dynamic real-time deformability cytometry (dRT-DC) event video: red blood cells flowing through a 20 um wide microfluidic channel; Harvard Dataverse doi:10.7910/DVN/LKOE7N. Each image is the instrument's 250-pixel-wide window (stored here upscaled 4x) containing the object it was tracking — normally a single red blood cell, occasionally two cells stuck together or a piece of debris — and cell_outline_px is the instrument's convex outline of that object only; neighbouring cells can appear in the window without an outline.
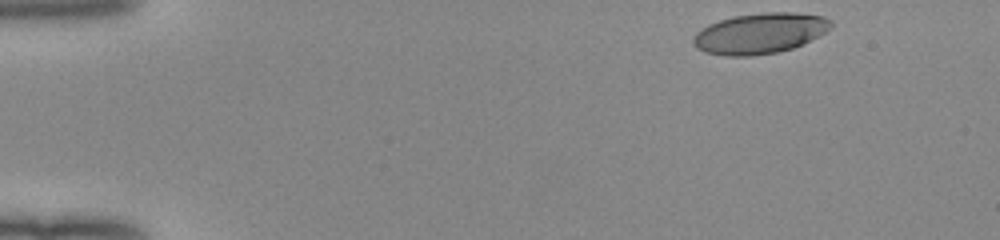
{"species": "human", "species_latin": "Homo sapiens", "temperature_condition": "room temperature", "stored_images_in_passage": 46, "camera_frame_rate_fps": 3000, "um_per_image_px": 0.085, "donor": {"sex": "female"}, "frame": {"image": 1, "passage_image": 1, "time_ms": 0.0, "image_size_px": [1000, 240], "cell_outline_px": [[832, 28], [792, 48], [776, 52], [752, 56], [724, 56], [704, 52], [696, 48], [692, 40], [696, 32], [708, 24], [732, 16], [764, 12], [792, 12], [824, 16], [832, 20]], "centroid_in_image_um": [64.55, 2.83], "position_along_channel_um": 20.4, "area_um2": 32.54}}
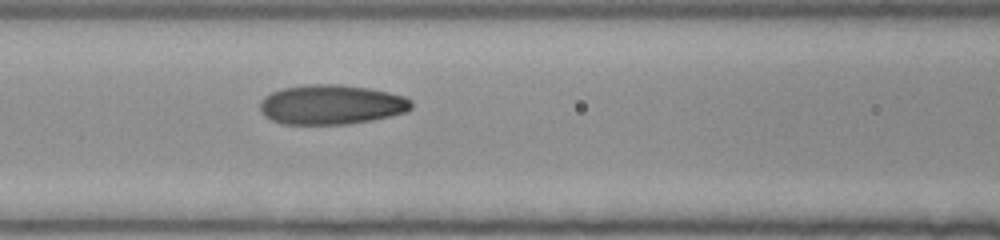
{"frame": {"image": 2, "passage_image": 18, "time_ms": 5.667, "image_size_px": [1000, 240], "cell_outline_px": [[412, 108], [408, 112], [372, 120], [348, 124], [280, 124], [264, 116], [260, 112], [260, 100], [264, 96], [272, 92], [284, 88], [304, 84], [340, 84], [368, 88], [388, 92], [404, 96], [412, 100]], "centroid_in_image_um": [28.16, 8.89], "position_along_channel_um": 138.4, "area_um2": 35.32}}
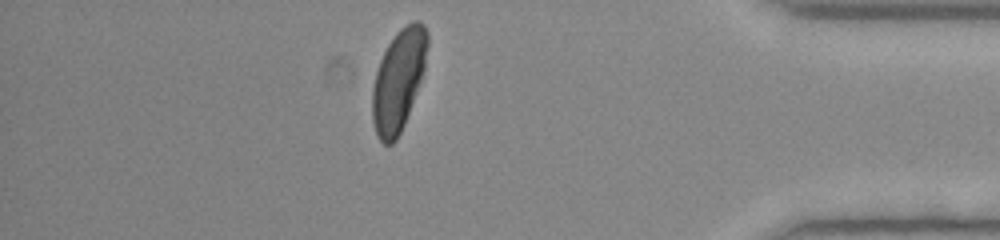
{"frame": {"image": 3, "passage_image": 40, "time_ms": 13.0, "image_size_px": [1000, 240], "cell_outline_px": [[428, 44], [424, 68], [420, 80], [404, 124], [396, 140], [392, 144], [384, 144], [380, 140], [376, 132], [372, 120], [372, 88], [376, 72], [380, 60], [388, 44], [396, 32], [404, 24], [412, 20], [420, 20], [424, 24], [428, 32]], "centroid_in_image_um": [33.87, 6.76], "position_along_channel_um": 401.3, "area_um2": 32.37}, "authors_computed_cell_mechanics": {"area_um2": 34.0731, "velocity_mm_per_s": 4.0337, "shape_relaxation_time_tau1_ms": 4.7717, "shape_relaxation_time_tau2_ms": 0.9361, "deformation_change_tau1": 0.2103, "deformation_change_tau2": 0.0519}}